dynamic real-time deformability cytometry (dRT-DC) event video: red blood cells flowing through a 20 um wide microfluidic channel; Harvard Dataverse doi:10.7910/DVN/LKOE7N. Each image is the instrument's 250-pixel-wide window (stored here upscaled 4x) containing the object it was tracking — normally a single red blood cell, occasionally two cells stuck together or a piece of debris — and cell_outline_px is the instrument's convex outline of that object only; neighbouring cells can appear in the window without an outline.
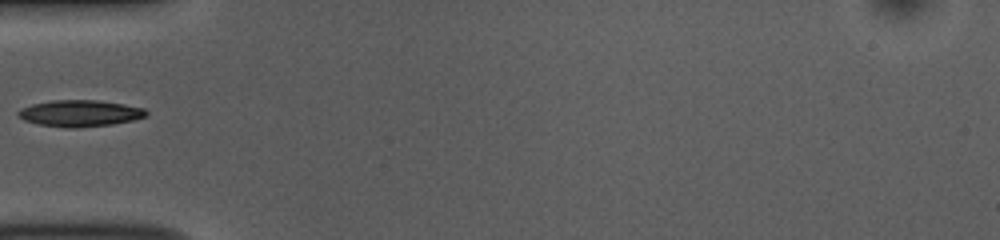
{"species": "common noctule bat (a hibernating species)", "species_latin": "Nyctalus noctula", "temperature_condition": "room temperature", "stored_images_in_passage": 24, "camera_frame_rate_fps": 3000, "um_per_image_px": 0.085, "animal": {"sex": "female", "body_mass_g": 10.0, "forearm_length_mm": 53.1}, "frame": {"image": 1, "passage_image": 1, "time_ms": 0.0, "image_size_px": [1000, 240], "cell_outline_px": [[148, 112], [144, 116], [132, 120], [112, 124], [76, 128], [68, 128], [40, 124], [24, 120], [16, 112], [20, 108], [32, 104], [52, 100], [96, 100], [124, 104], [144, 108]], "centroid_in_image_um": [6.77, 9.62], "position_along_channel_um": 78.2, "area_um2": 19.59}}
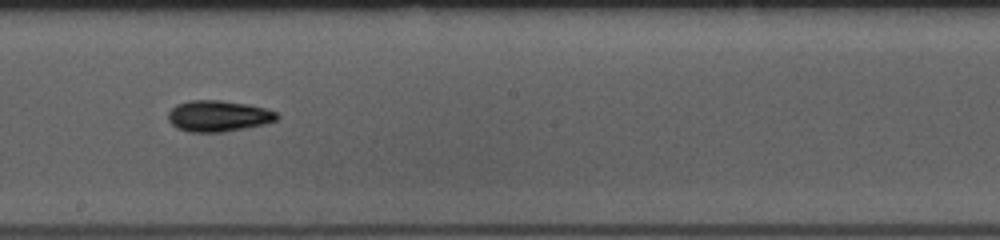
{"frame": {"image": 2, "passage_image": 13, "time_ms": 4.0, "image_size_px": [1000, 240], "cell_outline_px": [[280, 116], [276, 120], [264, 124], [224, 132], [188, 132], [176, 128], [168, 120], [168, 112], [176, 104], [192, 100], [220, 100], [248, 104], [264, 108], [276, 112]], "centroid_in_image_um": [18.53, 9.86], "position_along_channel_um": 229.7, "area_um2": 19.77}}
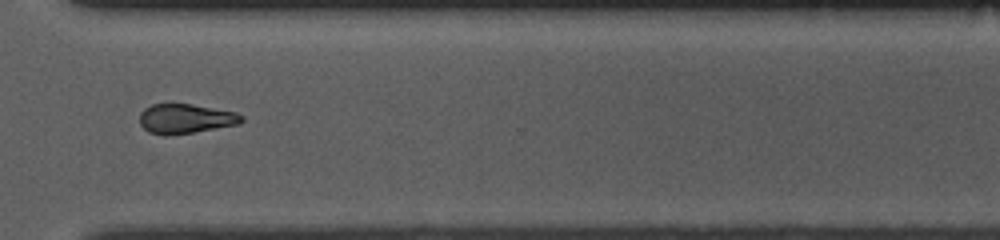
{"frame": {"image": 3, "passage_image": 23, "time_ms": 7.333, "image_size_px": [1000, 240], "cell_outline_px": [[244, 120], [240, 124], [168, 136], [164, 136], [148, 132], [140, 124], [140, 112], [144, 108], [152, 104], [192, 104], [236, 112], [244, 116]], "centroid_in_image_um": [15.77, 10.09], "position_along_channel_um": 354.8, "area_um2": 17.69}}